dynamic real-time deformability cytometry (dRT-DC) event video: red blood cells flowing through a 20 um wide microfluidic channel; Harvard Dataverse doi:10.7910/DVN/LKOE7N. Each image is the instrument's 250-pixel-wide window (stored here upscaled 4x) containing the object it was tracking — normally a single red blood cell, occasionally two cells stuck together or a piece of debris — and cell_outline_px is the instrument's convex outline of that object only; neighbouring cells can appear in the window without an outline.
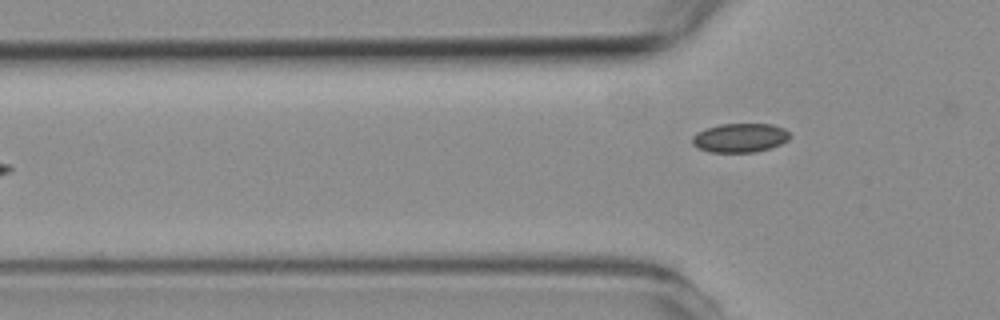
{"species": "common noctule bat (a hibernating species)", "species_latin": "Nyctalus noctula", "temperature_condition": "room temperature", "stored_images_in_passage": 5, "camera_frame_rate_fps": 3000, "um_per_image_px": 0.085, "animal": {"sex": "female", "body_mass_g": 19.3, "forearm_length_mm": 54.1}, "frame": {"image": 1, "passage_image": 5, "time_ms": 5.0, "image_size_px": [1000, 320], "cell_outline_px": [[792, 136], [788, 140], [780, 144], [756, 152], [708, 152], [692, 144], [692, 136], [708, 128], [720, 124], [772, 124], [784, 128]], "centroid_in_image_um": [62.93, 11.71], "position_along_channel_um": 62.9, "area_um2": 16.36}}